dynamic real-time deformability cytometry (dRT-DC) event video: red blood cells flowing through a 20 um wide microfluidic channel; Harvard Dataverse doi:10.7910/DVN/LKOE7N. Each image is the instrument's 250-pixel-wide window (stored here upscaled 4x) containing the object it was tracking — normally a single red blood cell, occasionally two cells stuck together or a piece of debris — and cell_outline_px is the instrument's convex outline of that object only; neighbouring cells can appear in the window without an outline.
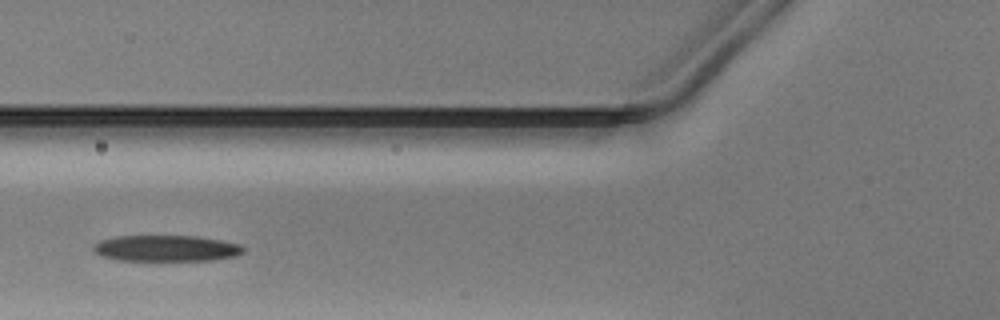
{"species": "Egyptian fruit bat (a non-hibernating species)", "species_latin": "Rousettus aegyptiacus", "temperature_condition": "warm", "stored_images_in_passage": 17, "camera_frame_rate_fps": 3000, "um_per_image_px": 0.085, "animal": {"sex": "male"}, "frame": {"image": 1, "passage_image": 6, "time_ms": 1.667, "image_size_px": [1000, 320], "cell_outline_px": [[244, 252], [236, 256], [212, 260], [116, 260], [92, 252], [92, 244], [100, 240], [116, 236], [196, 236], [220, 240], [240, 244], [244, 248]], "centroid_in_image_um": [14.09, 21.1], "position_along_channel_um": 111.7, "area_um2": 22.89}}